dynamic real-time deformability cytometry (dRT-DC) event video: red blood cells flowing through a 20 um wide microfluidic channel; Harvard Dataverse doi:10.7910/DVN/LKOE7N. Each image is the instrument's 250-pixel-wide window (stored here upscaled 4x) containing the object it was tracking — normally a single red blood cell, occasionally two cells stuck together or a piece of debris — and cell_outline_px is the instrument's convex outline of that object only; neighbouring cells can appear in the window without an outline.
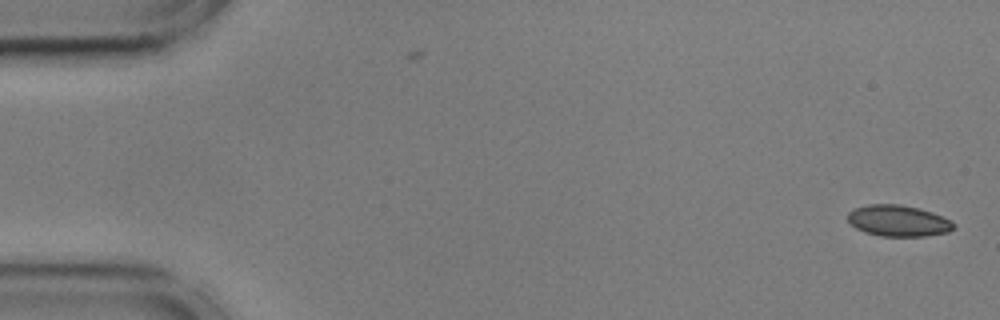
{"species": "common noctule bat (a hibernating species)", "species_latin": "Nyctalus noctula", "temperature_condition": "cold", "stored_images_in_passage": 55, "camera_frame_rate_fps": 3000, "um_per_image_px": 0.085, "animal": {"sex": "male", "body_mass_g": 17.9, "forearm_length_mm": 54.2}, "frame": {"image": 1, "passage_image": 1, "time_ms": 0.0, "image_size_px": [1000, 320], "cell_outline_px": [[956, 228], [948, 232], [924, 236], [880, 236], [864, 232], [856, 228], [848, 220], [848, 212], [852, 208], [868, 204], [900, 204], [920, 208], [932, 212], [952, 220], [956, 224]], "centroid_in_image_um": [76.37, 18.76], "position_along_channel_um": 8.6, "area_um2": 19.54}}
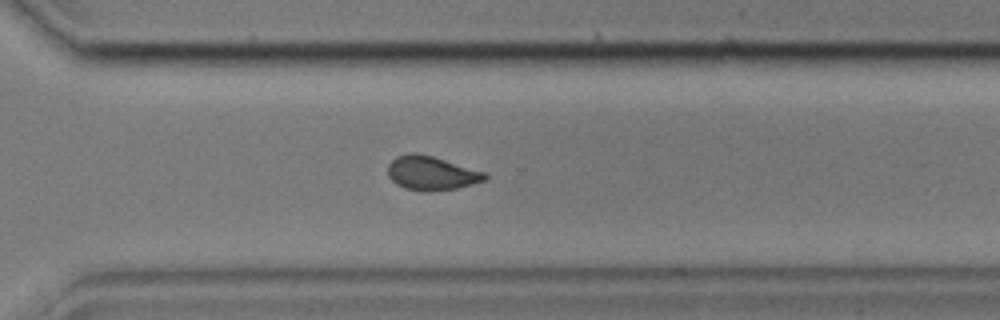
{"frame": {"image": 2, "passage_image": 39, "time_ms": 12.667, "image_size_px": [1000, 320], "cell_outline_px": [[488, 180], [456, 188], [432, 192], [424, 192], [404, 188], [396, 184], [388, 176], [388, 164], [396, 156], [412, 152], [416, 152], [432, 156], [484, 172], [488, 176]], "centroid_in_image_um": [36.65, 14.73], "position_along_channel_um": 334.0, "area_um2": 19.31}}
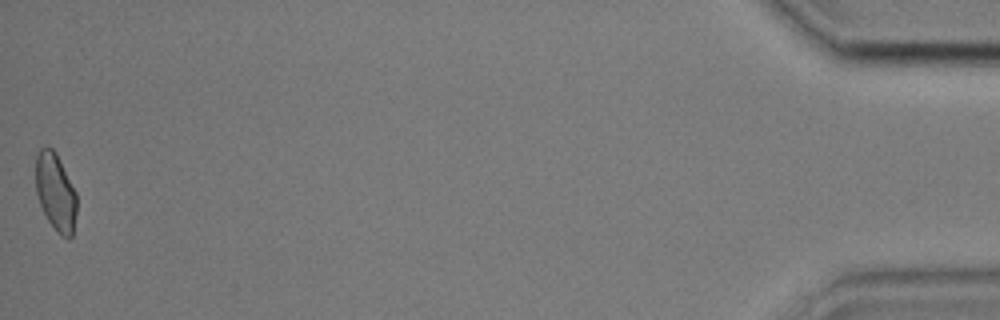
{"frame": {"image": 3, "passage_image": 55, "time_ms": 18.0, "image_size_px": [1000, 320], "cell_outline_px": [[76, 212], [72, 236], [68, 240], [60, 236], [56, 232], [48, 220], [40, 204], [36, 192], [36, 156], [40, 148], [48, 144], [56, 152], [76, 192]], "centroid_in_image_um": [4.72, 16.32], "position_along_channel_um": 430.5, "area_um2": 18.67}, "authors_computed_cell_mechanics": {"area_um2": 19.3052, "velocity_mm_per_s": 3.5846, "shape_relaxation_time_tau1_ms": 3.6597, "shape_relaxation_time_tau2_ms": 2.3358, "deformation_change_tau1": 0.0912, "deformation_change_tau2": 0.0461}}